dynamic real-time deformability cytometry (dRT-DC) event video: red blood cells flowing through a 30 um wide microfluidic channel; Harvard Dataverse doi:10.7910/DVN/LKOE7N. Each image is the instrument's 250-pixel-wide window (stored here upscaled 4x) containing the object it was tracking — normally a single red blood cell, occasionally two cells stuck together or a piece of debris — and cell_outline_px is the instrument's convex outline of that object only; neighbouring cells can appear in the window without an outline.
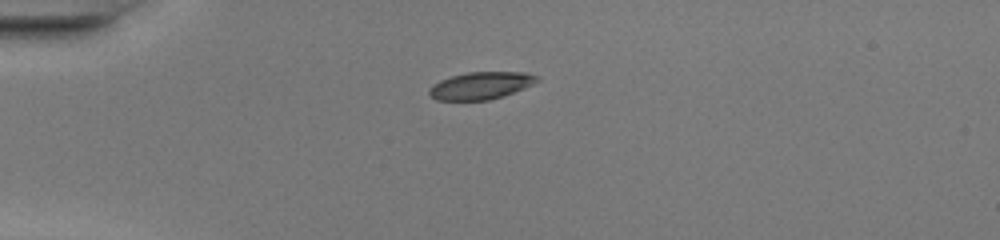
{"species": "common noctule bat (a hibernating species)", "species_latin": "Nyctalus noctula", "temperature_condition": "warm", "stored_images_in_passage": 37, "camera_frame_rate_fps": 3000, "um_per_image_px": 0.085, "animal": {"sex": "female", "body_mass_g": 20.0, "forearm_length_mm": 54.0}, "frame": {"image": 1, "passage_image": 1, "time_ms": 0.0, "image_size_px": [1000, 240], "cell_outline_px": [[540, 80], [524, 88], [504, 96], [488, 100], [436, 100], [428, 92], [428, 88], [440, 80], [452, 76], [468, 72], [524, 72], [536, 76]], "centroid_in_image_um": [40.86, 7.28], "position_along_channel_um": 44.1, "area_um2": 17.05}}
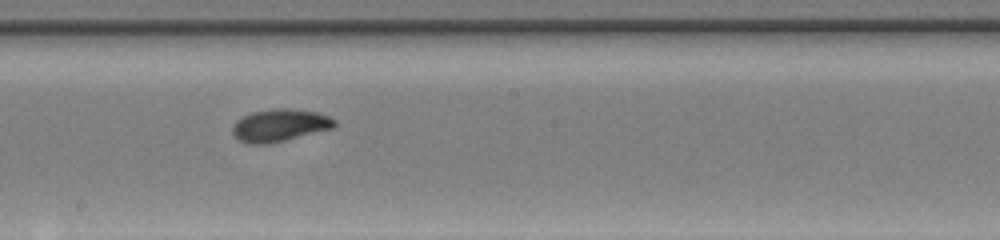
{"frame": {"image": 2, "passage_image": 16, "time_ms": 5.0, "image_size_px": [1000, 240], "cell_outline_px": [[336, 124], [332, 128], [268, 144], [248, 144], [232, 136], [232, 128], [236, 120], [252, 112], [276, 108], [288, 108], [316, 112], [328, 116], [336, 120]], "centroid_in_image_um": [23.74, 10.65], "position_along_channel_um": 224.5, "area_um2": 19.13}}
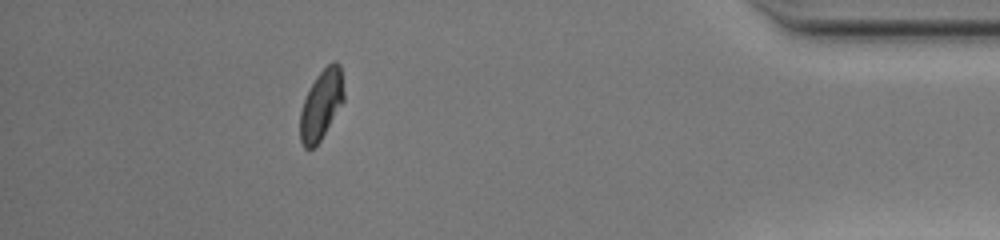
{"frame": {"image": 3, "passage_image": 32, "time_ms": 10.333, "image_size_px": [1000, 240], "cell_outline_px": [[344, 100], [320, 140], [312, 148], [304, 148], [300, 140], [300, 112], [304, 100], [316, 76], [332, 60], [336, 60], [340, 64], [344, 92]], "centroid_in_image_um": [27.31, 8.87], "position_along_channel_um": 407.9, "area_um2": 17.51}, "authors_computed_cell_mechanics": {"area_um2": 17.9758, "velocity_mm_per_s": 4.2644, "shape_relaxation_time_tau1_ms": 1.8349, "shape_relaxation_time_tau2_ms": 1.0701, "deformation_change_tau1": 0.1352, "deformation_change_tau2": 0.0462}}